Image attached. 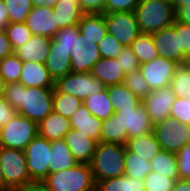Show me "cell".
Segmentation results:
<instances>
[{
    "mask_svg": "<svg viewBox=\"0 0 190 191\" xmlns=\"http://www.w3.org/2000/svg\"><path fill=\"white\" fill-rule=\"evenodd\" d=\"M121 65V68L125 75L132 73L139 69L140 63L138 58L131 50L130 47H123L122 52L116 58Z\"/></svg>",
    "mask_w": 190,
    "mask_h": 191,
    "instance_id": "f6af8a7d",
    "label": "cell"
},
{
    "mask_svg": "<svg viewBox=\"0 0 190 191\" xmlns=\"http://www.w3.org/2000/svg\"><path fill=\"white\" fill-rule=\"evenodd\" d=\"M71 129L78 130L85 136L100 141L103 120L98 119L82 104L69 118Z\"/></svg>",
    "mask_w": 190,
    "mask_h": 191,
    "instance_id": "44dd1931",
    "label": "cell"
},
{
    "mask_svg": "<svg viewBox=\"0 0 190 191\" xmlns=\"http://www.w3.org/2000/svg\"><path fill=\"white\" fill-rule=\"evenodd\" d=\"M19 83L25 87L54 88V80L45 63L23 62Z\"/></svg>",
    "mask_w": 190,
    "mask_h": 191,
    "instance_id": "d6986e66",
    "label": "cell"
},
{
    "mask_svg": "<svg viewBox=\"0 0 190 191\" xmlns=\"http://www.w3.org/2000/svg\"><path fill=\"white\" fill-rule=\"evenodd\" d=\"M78 27L81 35L96 44L108 34L103 14H83Z\"/></svg>",
    "mask_w": 190,
    "mask_h": 191,
    "instance_id": "484cf974",
    "label": "cell"
},
{
    "mask_svg": "<svg viewBox=\"0 0 190 191\" xmlns=\"http://www.w3.org/2000/svg\"><path fill=\"white\" fill-rule=\"evenodd\" d=\"M114 114H118L120 144L125 145L128 139L152 132L153 124L142 102L136 108L121 109Z\"/></svg>",
    "mask_w": 190,
    "mask_h": 191,
    "instance_id": "ba28073f",
    "label": "cell"
},
{
    "mask_svg": "<svg viewBox=\"0 0 190 191\" xmlns=\"http://www.w3.org/2000/svg\"><path fill=\"white\" fill-rule=\"evenodd\" d=\"M5 32L14 51L25 45L33 35L25 22L9 23Z\"/></svg>",
    "mask_w": 190,
    "mask_h": 191,
    "instance_id": "8d00e7d4",
    "label": "cell"
},
{
    "mask_svg": "<svg viewBox=\"0 0 190 191\" xmlns=\"http://www.w3.org/2000/svg\"><path fill=\"white\" fill-rule=\"evenodd\" d=\"M122 46L117 39L111 34H106L105 37L98 43V49L101 58L116 59L122 52Z\"/></svg>",
    "mask_w": 190,
    "mask_h": 191,
    "instance_id": "7bdbcfd3",
    "label": "cell"
},
{
    "mask_svg": "<svg viewBox=\"0 0 190 191\" xmlns=\"http://www.w3.org/2000/svg\"><path fill=\"white\" fill-rule=\"evenodd\" d=\"M63 140L78 163H91L98 143L95 139L85 136L78 130L70 129Z\"/></svg>",
    "mask_w": 190,
    "mask_h": 191,
    "instance_id": "e0dca14e",
    "label": "cell"
},
{
    "mask_svg": "<svg viewBox=\"0 0 190 191\" xmlns=\"http://www.w3.org/2000/svg\"><path fill=\"white\" fill-rule=\"evenodd\" d=\"M78 161L71 154L63 139L51 141L49 173L72 168Z\"/></svg>",
    "mask_w": 190,
    "mask_h": 191,
    "instance_id": "d4e9b609",
    "label": "cell"
},
{
    "mask_svg": "<svg viewBox=\"0 0 190 191\" xmlns=\"http://www.w3.org/2000/svg\"><path fill=\"white\" fill-rule=\"evenodd\" d=\"M25 24L33 35H42L49 38H53L59 30L53 16V8L46 6L33 7L25 20Z\"/></svg>",
    "mask_w": 190,
    "mask_h": 191,
    "instance_id": "2e32d148",
    "label": "cell"
},
{
    "mask_svg": "<svg viewBox=\"0 0 190 191\" xmlns=\"http://www.w3.org/2000/svg\"><path fill=\"white\" fill-rule=\"evenodd\" d=\"M175 94L170 86L152 90L143 100L142 103L146 108L151 123L162 121L170 117V109L175 101Z\"/></svg>",
    "mask_w": 190,
    "mask_h": 191,
    "instance_id": "9a60e30c",
    "label": "cell"
},
{
    "mask_svg": "<svg viewBox=\"0 0 190 191\" xmlns=\"http://www.w3.org/2000/svg\"><path fill=\"white\" fill-rule=\"evenodd\" d=\"M14 53L5 31H0V60Z\"/></svg>",
    "mask_w": 190,
    "mask_h": 191,
    "instance_id": "f5cc1de1",
    "label": "cell"
},
{
    "mask_svg": "<svg viewBox=\"0 0 190 191\" xmlns=\"http://www.w3.org/2000/svg\"><path fill=\"white\" fill-rule=\"evenodd\" d=\"M80 33L78 25H73L63 29H59L53 36V40L58 43V46L68 49L69 55L73 50L75 37Z\"/></svg>",
    "mask_w": 190,
    "mask_h": 191,
    "instance_id": "b9f144b4",
    "label": "cell"
},
{
    "mask_svg": "<svg viewBox=\"0 0 190 191\" xmlns=\"http://www.w3.org/2000/svg\"><path fill=\"white\" fill-rule=\"evenodd\" d=\"M123 84L141 100L151 92L148 82L144 79L142 72L139 69L127 74Z\"/></svg>",
    "mask_w": 190,
    "mask_h": 191,
    "instance_id": "f35d334b",
    "label": "cell"
},
{
    "mask_svg": "<svg viewBox=\"0 0 190 191\" xmlns=\"http://www.w3.org/2000/svg\"><path fill=\"white\" fill-rule=\"evenodd\" d=\"M83 105L90 111L92 115L98 119L105 120L113 116L115 110L108 96L107 88L98 93L86 97Z\"/></svg>",
    "mask_w": 190,
    "mask_h": 191,
    "instance_id": "f1b7e54d",
    "label": "cell"
},
{
    "mask_svg": "<svg viewBox=\"0 0 190 191\" xmlns=\"http://www.w3.org/2000/svg\"><path fill=\"white\" fill-rule=\"evenodd\" d=\"M106 0H78L83 14H104Z\"/></svg>",
    "mask_w": 190,
    "mask_h": 191,
    "instance_id": "681fc988",
    "label": "cell"
},
{
    "mask_svg": "<svg viewBox=\"0 0 190 191\" xmlns=\"http://www.w3.org/2000/svg\"><path fill=\"white\" fill-rule=\"evenodd\" d=\"M17 110L12 107L1 95L0 96V129L15 115Z\"/></svg>",
    "mask_w": 190,
    "mask_h": 191,
    "instance_id": "816d5d0a",
    "label": "cell"
},
{
    "mask_svg": "<svg viewBox=\"0 0 190 191\" xmlns=\"http://www.w3.org/2000/svg\"><path fill=\"white\" fill-rule=\"evenodd\" d=\"M8 9L9 23L25 22L33 8L32 0H3Z\"/></svg>",
    "mask_w": 190,
    "mask_h": 191,
    "instance_id": "74e56055",
    "label": "cell"
},
{
    "mask_svg": "<svg viewBox=\"0 0 190 191\" xmlns=\"http://www.w3.org/2000/svg\"><path fill=\"white\" fill-rule=\"evenodd\" d=\"M83 104V101L74 95L62 93L55 87L53 88V111L71 118L73 113Z\"/></svg>",
    "mask_w": 190,
    "mask_h": 191,
    "instance_id": "836d02e7",
    "label": "cell"
},
{
    "mask_svg": "<svg viewBox=\"0 0 190 191\" xmlns=\"http://www.w3.org/2000/svg\"><path fill=\"white\" fill-rule=\"evenodd\" d=\"M126 145L98 142L90 163L95 182L124 175Z\"/></svg>",
    "mask_w": 190,
    "mask_h": 191,
    "instance_id": "3957f363",
    "label": "cell"
},
{
    "mask_svg": "<svg viewBox=\"0 0 190 191\" xmlns=\"http://www.w3.org/2000/svg\"><path fill=\"white\" fill-rule=\"evenodd\" d=\"M58 0H32L33 7H49L54 8Z\"/></svg>",
    "mask_w": 190,
    "mask_h": 191,
    "instance_id": "6f0895ef",
    "label": "cell"
},
{
    "mask_svg": "<svg viewBox=\"0 0 190 191\" xmlns=\"http://www.w3.org/2000/svg\"><path fill=\"white\" fill-rule=\"evenodd\" d=\"M70 129L69 118L54 111L38 124L39 135L49 141L63 139Z\"/></svg>",
    "mask_w": 190,
    "mask_h": 191,
    "instance_id": "603a6c76",
    "label": "cell"
},
{
    "mask_svg": "<svg viewBox=\"0 0 190 191\" xmlns=\"http://www.w3.org/2000/svg\"><path fill=\"white\" fill-rule=\"evenodd\" d=\"M53 16L59 29L78 25L83 13L78 0H58L53 8Z\"/></svg>",
    "mask_w": 190,
    "mask_h": 191,
    "instance_id": "cb8c5ba5",
    "label": "cell"
},
{
    "mask_svg": "<svg viewBox=\"0 0 190 191\" xmlns=\"http://www.w3.org/2000/svg\"><path fill=\"white\" fill-rule=\"evenodd\" d=\"M140 64L154 60L159 56L151 34L141 33L130 46Z\"/></svg>",
    "mask_w": 190,
    "mask_h": 191,
    "instance_id": "1f68e13d",
    "label": "cell"
},
{
    "mask_svg": "<svg viewBox=\"0 0 190 191\" xmlns=\"http://www.w3.org/2000/svg\"><path fill=\"white\" fill-rule=\"evenodd\" d=\"M176 12V21L190 25V0H171Z\"/></svg>",
    "mask_w": 190,
    "mask_h": 191,
    "instance_id": "c3c4849f",
    "label": "cell"
},
{
    "mask_svg": "<svg viewBox=\"0 0 190 191\" xmlns=\"http://www.w3.org/2000/svg\"><path fill=\"white\" fill-rule=\"evenodd\" d=\"M170 87L175 97L190 99V64H179L171 80Z\"/></svg>",
    "mask_w": 190,
    "mask_h": 191,
    "instance_id": "e575fe53",
    "label": "cell"
},
{
    "mask_svg": "<svg viewBox=\"0 0 190 191\" xmlns=\"http://www.w3.org/2000/svg\"><path fill=\"white\" fill-rule=\"evenodd\" d=\"M188 63L190 64V55L188 56Z\"/></svg>",
    "mask_w": 190,
    "mask_h": 191,
    "instance_id": "94428289",
    "label": "cell"
},
{
    "mask_svg": "<svg viewBox=\"0 0 190 191\" xmlns=\"http://www.w3.org/2000/svg\"><path fill=\"white\" fill-rule=\"evenodd\" d=\"M134 13L141 33L152 34L170 27L176 12L170 0H140Z\"/></svg>",
    "mask_w": 190,
    "mask_h": 191,
    "instance_id": "7a4b0ae2",
    "label": "cell"
},
{
    "mask_svg": "<svg viewBox=\"0 0 190 191\" xmlns=\"http://www.w3.org/2000/svg\"><path fill=\"white\" fill-rule=\"evenodd\" d=\"M108 34L114 36L124 47L141 34L134 11L104 13Z\"/></svg>",
    "mask_w": 190,
    "mask_h": 191,
    "instance_id": "8fae6325",
    "label": "cell"
},
{
    "mask_svg": "<svg viewBox=\"0 0 190 191\" xmlns=\"http://www.w3.org/2000/svg\"><path fill=\"white\" fill-rule=\"evenodd\" d=\"M91 74L106 87L123 83L126 76L117 59L107 58H100L94 64Z\"/></svg>",
    "mask_w": 190,
    "mask_h": 191,
    "instance_id": "7402d4cb",
    "label": "cell"
},
{
    "mask_svg": "<svg viewBox=\"0 0 190 191\" xmlns=\"http://www.w3.org/2000/svg\"><path fill=\"white\" fill-rule=\"evenodd\" d=\"M176 180L151 171L144 178L145 191H172Z\"/></svg>",
    "mask_w": 190,
    "mask_h": 191,
    "instance_id": "60d3db41",
    "label": "cell"
},
{
    "mask_svg": "<svg viewBox=\"0 0 190 191\" xmlns=\"http://www.w3.org/2000/svg\"><path fill=\"white\" fill-rule=\"evenodd\" d=\"M0 191H4V175L0 164Z\"/></svg>",
    "mask_w": 190,
    "mask_h": 191,
    "instance_id": "680465c9",
    "label": "cell"
},
{
    "mask_svg": "<svg viewBox=\"0 0 190 191\" xmlns=\"http://www.w3.org/2000/svg\"><path fill=\"white\" fill-rule=\"evenodd\" d=\"M54 87L62 92L74 95L84 101L86 97L98 93L106 88L91 72H70L54 82Z\"/></svg>",
    "mask_w": 190,
    "mask_h": 191,
    "instance_id": "30bf717a",
    "label": "cell"
},
{
    "mask_svg": "<svg viewBox=\"0 0 190 191\" xmlns=\"http://www.w3.org/2000/svg\"><path fill=\"white\" fill-rule=\"evenodd\" d=\"M49 191H95L96 182L90 164L76 166L49 173L42 181Z\"/></svg>",
    "mask_w": 190,
    "mask_h": 191,
    "instance_id": "277c9868",
    "label": "cell"
},
{
    "mask_svg": "<svg viewBox=\"0 0 190 191\" xmlns=\"http://www.w3.org/2000/svg\"><path fill=\"white\" fill-rule=\"evenodd\" d=\"M9 24L8 9L3 0H0V31H5Z\"/></svg>",
    "mask_w": 190,
    "mask_h": 191,
    "instance_id": "db71d44e",
    "label": "cell"
},
{
    "mask_svg": "<svg viewBox=\"0 0 190 191\" xmlns=\"http://www.w3.org/2000/svg\"><path fill=\"white\" fill-rule=\"evenodd\" d=\"M3 98L25 116L38 124L53 111V88L25 87L19 82L4 85Z\"/></svg>",
    "mask_w": 190,
    "mask_h": 191,
    "instance_id": "6da1fadb",
    "label": "cell"
},
{
    "mask_svg": "<svg viewBox=\"0 0 190 191\" xmlns=\"http://www.w3.org/2000/svg\"><path fill=\"white\" fill-rule=\"evenodd\" d=\"M17 191H49L43 182H31Z\"/></svg>",
    "mask_w": 190,
    "mask_h": 191,
    "instance_id": "11a10c76",
    "label": "cell"
},
{
    "mask_svg": "<svg viewBox=\"0 0 190 191\" xmlns=\"http://www.w3.org/2000/svg\"><path fill=\"white\" fill-rule=\"evenodd\" d=\"M179 64L162 56L140 64L139 70L152 90L170 86L175 70Z\"/></svg>",
    "mask_w": 190,
    "mask_h": 191,
    "instance_id": "7c38bea8",
    "label": "cell"
},
{
    "mask_svg": "<svg viewBox=\"0 0 190 191\" xmlns=\"http://www.w3.org/2000/svg\"><path fill=\"white\" fill-rule=\"evenodd\" d=\"M151 171L175 180L179 179L176 153L165 150L159 153L150 162Z\"/></svg>",
    "mask_w": 190,
    "mask_h": 191,
    "instance_id": "4dcf8cb0",
    "label": "cell"
},
{
    "mask_svg": "<svg viewBox=\"0 0 190 191\" xmlns=\"http://www.w3.org/2000/svg\"><path fill=\"white\" fill-rule=\"evenodd\" d=\"M0 164L4 175V191H17L33 182L23 150L0 147Z\"/></svg>",
    "mask_w": 190,
    "mask_h": 191,
    "instance_id": "5b68a950",
    "label": "cell"
},
{
    "mask_svg": "<svg viewBox=\"0 0 190 191\" xmlns=\"http://www.w3.org/2000/svg\"><path fill=\"white\" fill-rule=\"evenodd\" d=\"M106 88L115 112H119L121 109L136 108V106L142 102V100L123 83L110 85Z\"/></svg>",
    "mask_w": 190,
    "mask_h": 191,
    "instance_id": "83f0119b",
    "label": "cell"
},
{
    "mask_svg": "<svg viewBox=\"0 0 190 191\" xmlns=\"http://www.w3.org/2000/svg\"><path fill=\"white\" fill-rule=\"evenodd\" d=\"M180 34V49L189 56L190 55V25L175 20L172 25Z\"/></svg>",
    "mask_w": 190,
    "mask_h": 191,
    "instance_id": "f907efd6",
    "label": "cell"
},
{
    "mask_svg": "<svg viewBox=\"0 0 190 191\" xmlns=\"http://www.w3.org/2000/svg\"><path fill=\"white\" fill-rule=\"evenodd\" d=\"M23 62L13 53L0 60V74L4 83L19 82Z\"/></svg>",
    "mask_w": 190,
    "mask_h": 191,
    "instance_id": "d590c367",
    "label": "cell"
},
{
    "mask_svg": "<svg viewBox=\"0 0 190 191\" xmlns=\"http://www.w3.org/2000/svg\"><path fill=\"white\" fill-rule=\"evenodd\" d=\"M170 117L190 125V99L176 97L170 109Z\"/></svg>",
    "mask_w": 190,
    "mask_h": 191,
    "instance_id": "ee69618b",
    "label": "cell"
},
{
    "mask_svg": "<svg viewBox=\"0 0 190 191\" xmlns=\"http://www.w3.org/2000/svg\"><path fill=\"white\" fill-rule=\"evenodd\" d=\"M172 191H190V180L179 178L176 180Z\"/></svg>",
    "mask_w": 190,
    "mask_h": 191,
    "instance_id": "9f6ffc18",
    "label": "cell"
},
{
    "mask_svg": "<svg viewBox=\"0 0 190 191\" xmlns=\"http://www.w3.org/2000/svg\"><path fill=\"white\" fill-rule=\"evenodd\" d=\"M95 191H145L144 179H134L126 175L96 182Z\"/></svg>",
    "mask_w": 190,
    "mask_h": 191,
    "instance_id": "f546056e",
    "label": "cell"
},
{
    "mask_svg": "<svg viewBox=\"0 0 190 191\" xmlns=\"http://www.w3.org/2000/svg\"><path fill=\"white\" fill-rule=\"evenodd\" d=\"M124 175L134 179H144L151 172V164L138 154L130 152L126 148Z\"/></svg>",
    "mask_w": 190,
    "mask_h": 191,
    "instance_id": "d6a6232c",
    "label": "cell"
},
{
    "mask_svg": "<svg viewBox=\"0 0 190 191\" xmlns=\"http://www.w3.org/2000/svg\"><path fill=\"white\" fill-rule=\"evenodd\" d=\"M4 85L5 83H4L3 77L0 74V96L3 94Z\"/></svg>",
    "mask_w": 190,
    "mask_h": 191,
    "instance_id": "91938a15",
    "label": "cell"
},
{
    "mask_svg": "<svg viewBox=\"0 0 190 191\" xmlns=\"http://www.w3.org/2000/svg\"><path fill=\"white\" fill-rule=\"evenodd\" d=\"M152 132L161 150L177 153L185 144L190 143V125L167 117L153 125Z\"/></svg>",
    "mask_w": 190,
    "mask_h": 191,
    "instance_id": "52a82bcc",
    "label": "cell"
},
{
    "mask_svg": "<svg viewBox=\"0 0 190 191\" xmlns=\"http://www.w3.org/2000/svg\"><path fill=\"white\" fill-rule=\"evenodd\" d=\"M38 134L37 122L16 114L0 129V147L24 151Z\"/></svg>",
    "mask_w": 190,
    "mask_h": 191,
    "instance_id": "8992f818",
    "label": "cell"
},
{
    "mask_svg": "<svg viewBox=\"0 0 190 191\" xmlns=\"http://www.w3.org/2000/svg\"><path fill=\"white\" fill-rule=\"evenodd\" d=\"M70 59L68 49L58 46V43L52 39L45 66L54 82L72 72Z\"/></svg>",
    "mask_w": 190,
    "mask_h": 191,
    "instance_id": "ffe728a7",
    "label": "cell"
},
{
    "mask_svg": "<svg viewBox=\"0 0 190 191\" xmlns=\"http://www.w3.org/2000/svg\"><path fill=\"white\" fill-rule=\"evenodd\" d=\"M50 151L51 141L39 134L26 146V163L33 182H42L49 174Z\"/></svg>",
    "mask_w": 190,
    "mask_h": 191,
    "instance_id": "9c48e42d",
    "label": "cell"
},
{
    "mask_svg": "<svg viewBox=\"0 0 190 191\" xmlns=\"http://www.w3.org/2000/svg\"><path fill=\"white\" fill-rule=\"evenodd\" d=\"M125 145L130 152L138 154L149 162L161 151L153 132L128 139Z\"/></svg>",
    "mask_w": 190,
    "mask_h": 191,
    "instance_id": "4316f807",
    "label": "cell"
},
{
    "mask_svg": "<svg viewBox=\"0 0 190 191\" xmlns=\"http://www.w3.org/2000/svg\"><path fill=\"white\" fill-rule=\"evenodd\" d=\"M70 58L73 72H91L94 64L101 58L98 44L79 33L78 37H75Z\"/></svg>",
    "mask_w": 190,
    "mask_h": 191,
    "instance_id": "4fadbf2b",
    "label": "cell"
},
{
    "mask_svg": "<svg viewBox=\"0 0 190 191\" xmlns=\"http://www.w3.org/2000/svg\"><path fill=\"white\" fill-rule=\"evenodd\" d=\"M159 56L178 64L188 63V56L180 49V34L173 26L151 34Z\"/></svg>",
    "mask_w": 190,
    "mask_h": 191,
    "instance_id": "5bb4252c",
    "label": "cell"
},
{
    "mask_svg": "<svg viewBox=\"0 0 190 191\" xmlns=\"http://www.w3.org/2000/svg\"><path fill=\"white\" fill-rule=\"evenodd\" d=\"M176 156L179 178L190 180V143L180 148Z\"/></svg>",
    "mask_w": 190,
    "mask_h": 191,
    "instance_id": "bcb514c9",
    "label": "cell"
},
{
    "mask_svg": "<svg viewBox=\"0 0 190 191\" xmlns=\"http://www.w3.org/2000/svg\"><path fill=\"white\" fill-rule=\"evenodd\" d=\"M52 38L42 35H32L31 39L23 46L17 48L14 54L22 62L45 63L50 51Z\"/></svg>",
    "mask_w": 190,
    "mask_h": 191,
    "instance_id": "ac0fdd59",
    "label": "cell"
},
{
    "mask_svg": "<svg viewBox=\"0 0 190 191\" xmlns=\"http://www.w3.org/2000/svg\"><path fill=\"white\" fill-rule=\"evenodd\" d=\"M140 0H106L105 13L134 11Z\"/></svg>",
    "mask_w": 190,
    "mask_h": 191,
    "instance_id": "7dc6e473",
    "label": "cell"
},
{
    "mask_svg": "<svg viewBox=\"0 0 190 191\" xmlns=\"http://www.w3.org/2000/svg\"><path fill=\"white\" fill-rule=\"evenodd\" d=\"M100 142L120 144V125L118 114L103 120L100 133Z\"/></svg>",
    "mask_w": 190,
    "mask_h": 191,
    "instance_id": "ab89813d",
    "label": "cell"
}]
</instances>
